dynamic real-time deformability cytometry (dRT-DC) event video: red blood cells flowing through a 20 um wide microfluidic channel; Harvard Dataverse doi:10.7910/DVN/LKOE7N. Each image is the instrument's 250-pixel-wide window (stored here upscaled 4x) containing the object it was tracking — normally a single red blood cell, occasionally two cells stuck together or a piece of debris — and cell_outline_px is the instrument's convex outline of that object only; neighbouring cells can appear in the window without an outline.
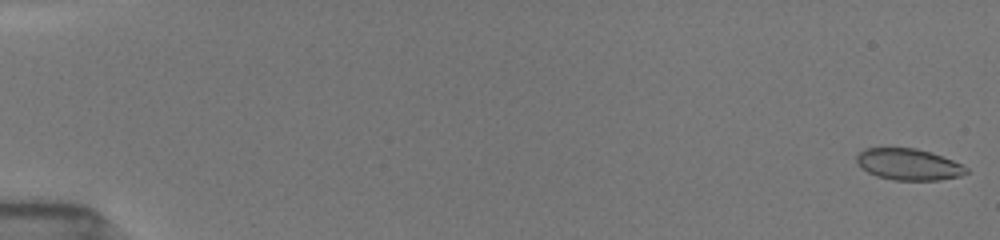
{"species": "common noctule bat (a hibernating species)", "species_latin": "Nyctalus noctula", "temperature_condition": "room temperature", "stored_images_in_passage": 21, "camera_frame_rate_fps": 3000, "um_per_image_px": 0.085, "animal": {"sex": "female", "body_mass_g": 19.5, "forearm_length_mm": 54.1}, "frame": {"image": 1, "passage_image": 1, "time_ms": 0.0, "image_size_px": [1000, 240], "cell_outline_px": [[968, 172], [960, 176], [940, 180], [892, 180], [876, 176], [868, 172], [856, 164], [856, 156], [864, 148], [916, 148], [932, 152], [952, 160], [968, 168]], "centroid_in_image_um": [77.21, 13.97], "position_along_channel_um": 7.8, "area_um2": 20.17}}
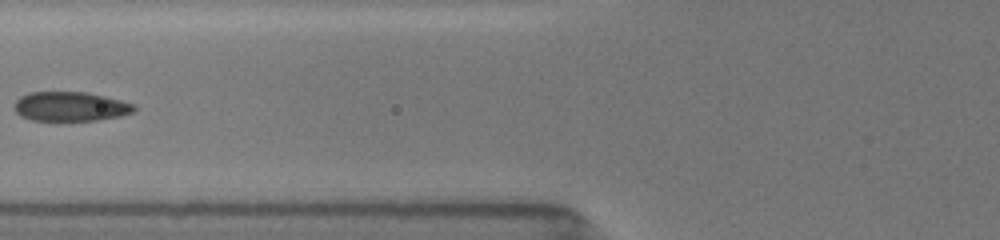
{"frame": {"image": 2, "passage_image": 13, "time_ms": 7.333, "image_size_px": [1000, 240], "cell_outline_px": [[136, 108], [132, 112], [120, 116], [96, 120], [32, 120], [20, 116], [12, 108], [16, 100], [20, 96], [28, 92], [84, 92], [104, 96], [136, 104]], "centroid_in_image_um": [5.95, 9.04], "position_along_channel_um": 119.9, "area_um2": 20.52}}
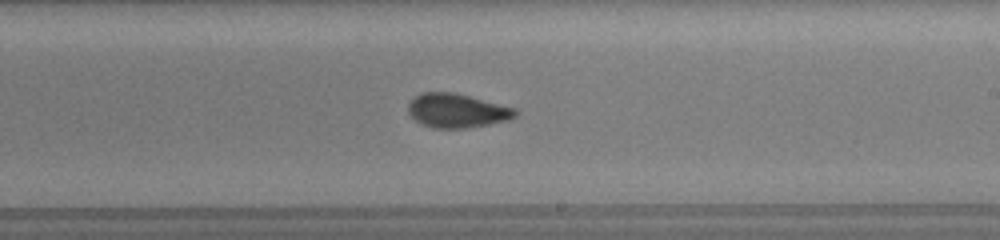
{"frame": {"image": 3, "passage_image": 20, "time_ms": 10.667, "image_size_px": [1000, 240], "cell_outline_px": [[520, 112], [516, 116], [508, 120], [468, 128], [432, 128], [416, 120], [408, 112], [408, 104], [420, 92], [456, 92], [516, 108]], "centroid_in_image_um": [38.88, 9.39], "position_along_channel_um": 250.1, "area_um2": 21.33}}